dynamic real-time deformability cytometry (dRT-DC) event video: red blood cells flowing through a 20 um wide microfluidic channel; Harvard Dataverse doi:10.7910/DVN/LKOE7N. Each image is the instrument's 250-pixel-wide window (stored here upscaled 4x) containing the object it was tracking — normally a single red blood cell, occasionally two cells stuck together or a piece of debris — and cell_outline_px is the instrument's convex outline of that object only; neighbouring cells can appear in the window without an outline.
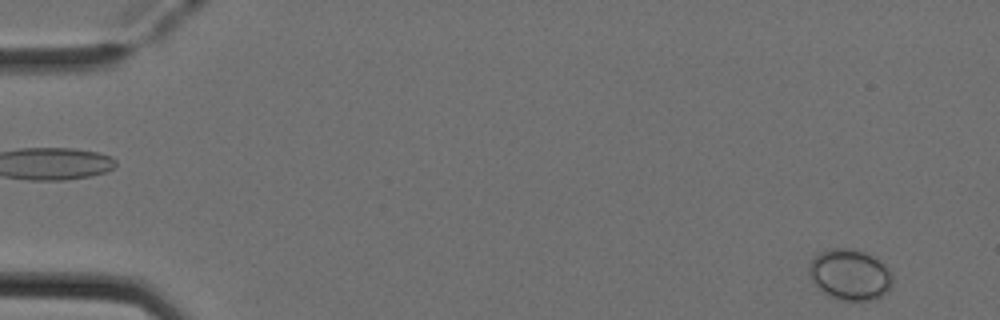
{"species": "Egyptian fruit bat (a non-hibernating species)", "species_latin": "Rousettus aegyptiacus", "temperature_condition": "cold", "stored_images_in_passage": 5, "camera_frame_rate_fps": 3000, "um_per_image_px": 0.085, "animal": {"sex": "female"}, "frame": {"image": 1, "passage_image": 5, "time_ms": 1.333, "image_size_px": [1000, 320], "cell_outline_px": [[892, 284], [876, 300], [840, 300], [828, 296], [820, 292], [812, 280], [808, 272], [808, 268], [812, 260], [820, 252], [832, 248], [848, 248], [864, 252], [872, 256], [884, 264], [892, 272]], "centroid_in_image_um": [72.22, 23.36], "position_along_channel_um": 12.8, "area_um2": 24.74}}